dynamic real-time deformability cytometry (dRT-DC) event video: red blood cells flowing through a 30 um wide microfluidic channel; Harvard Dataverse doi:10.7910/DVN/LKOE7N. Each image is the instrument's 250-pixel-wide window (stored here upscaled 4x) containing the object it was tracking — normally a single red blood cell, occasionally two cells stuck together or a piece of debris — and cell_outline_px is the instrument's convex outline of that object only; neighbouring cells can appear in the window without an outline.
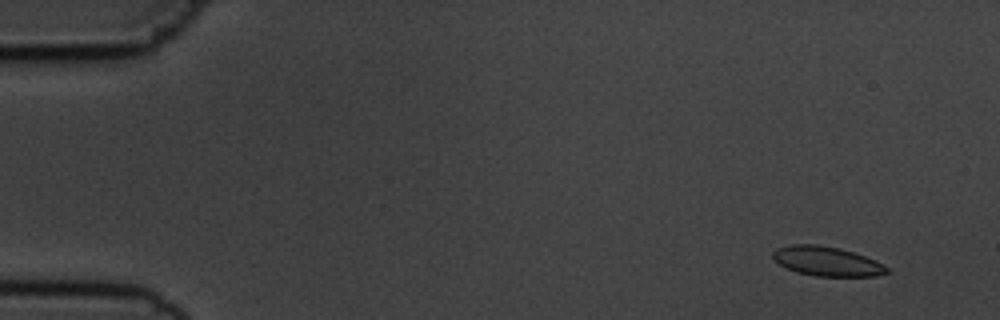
{"species": "common noctule bat (a hibernating species)", "species_latin": "Nyctalus noctula", "temperature_condition": "cold", "stored_images_in_passage": 6, "segment_of_instrument_passage": [1, 2], "camera_frame_rate_fps": 3000, "um_per_image_px": 0.085, "animal": {"sex": "male", "body_mass_g": 19.5, "forearm_length_mm": 54.6}, "frame": {"image": 1, "passage_image": 2, "time_ms": 1.0, "image_size_px": [1000, 320], "cell_outline_px": [[888, 272], [876, 276], [816, 276], [796, 272], [784, 268], [772, 256], [772, 252], [776, 248], [788, 244], [816, 244], [840, 248], [876, 260], [888, 268]], "centroid_in_image_um": [70.24, 22.2], "position_along_channel_um": 14.8, "area_um2": 19.59}}